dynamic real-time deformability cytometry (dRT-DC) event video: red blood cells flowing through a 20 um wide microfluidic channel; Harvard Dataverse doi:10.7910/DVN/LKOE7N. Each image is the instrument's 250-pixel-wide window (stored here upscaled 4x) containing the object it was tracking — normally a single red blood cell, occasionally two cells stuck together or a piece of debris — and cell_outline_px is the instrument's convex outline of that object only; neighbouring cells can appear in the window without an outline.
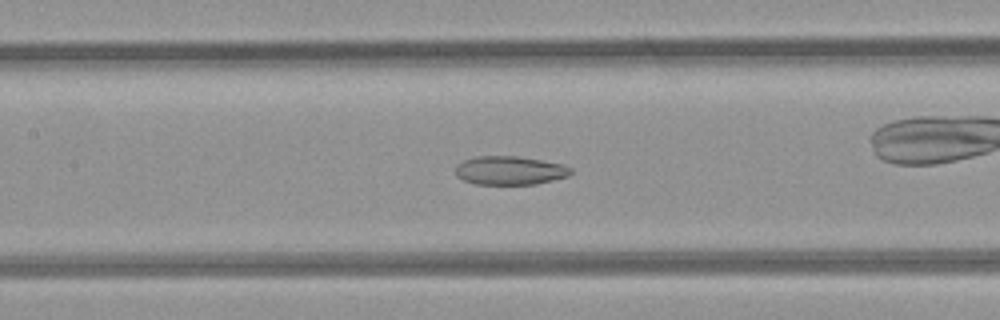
{"species": "common noctule bat (a hibernating species)", "species_latin": "Nyctalus noctula", "temperature_condition": "room temperature", "stored_images_in_passage": 49, "camera_frame_rate_fps": 3000, "um_per_image_px": 0.085, "animal": {"sex": "female", "body_mass_g": 21.9}, "frame": {"image": 1, "passage_image": 22, "time_ms": 7.0, "image_size_px": [1000, 320], "cell_outline_px": [[572, 172], [568, 176], [536, 184], [476, 184], [464, 180], [456, 176], [456, 164], [464, 160], [476, 156], [516, 156], [564, 164], [572, 168]], "centroid_in_image_um": [43.33, 14.48], "position_along_channel_um": 164.1, "area_um2": 19.25}}
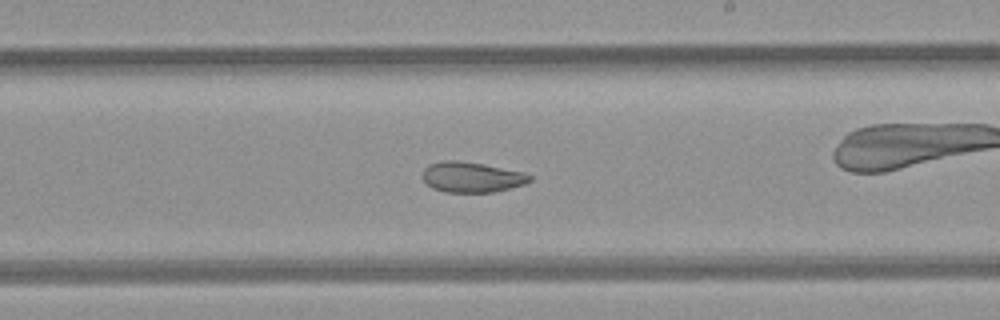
{"frame": {"image": 2, "passage_image": 28, "time_ms": 9.0, "image_size_px": [1000, 320], "cell_outline_px": [[532, 180], [524, 184], [496, 192], [444, 192], [432, 188], [424, 180], [424, 168], [428, 164], [444, 160], [456, 160], [484, 164], [524, 172], [532, 176]], "centroid_in_image_um": [40.11, 15.05], "position_along_channel_um": 248.9, "area_um2": 19.02}, "authors_computed_cell_mechanics": {"area_um2": 24.5072, "velocity_mm_per_s": 4.2512, "shape_relaxation_time_tau1_ms": null, "shape_relaxation_time_tau2_ms": 2.4701, "deformation_change_tau1": null, "deformation_change_tau2": 0.0812}}